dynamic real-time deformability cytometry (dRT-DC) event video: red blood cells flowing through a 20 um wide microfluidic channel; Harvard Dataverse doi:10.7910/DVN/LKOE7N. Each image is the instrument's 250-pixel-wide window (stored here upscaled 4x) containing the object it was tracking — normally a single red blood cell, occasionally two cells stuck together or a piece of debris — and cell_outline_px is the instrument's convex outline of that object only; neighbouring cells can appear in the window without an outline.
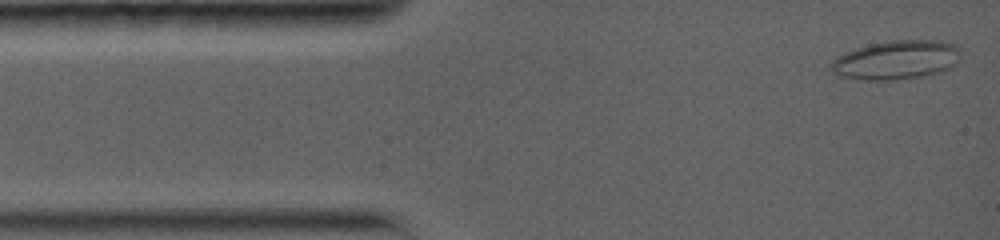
{"species": "common noctule bat (a hibernating species)", "species_latin": "Nyctalus noctula", "temperature_condition": "warm", "stored_images_in_passage": 60, "camera_frame_rate_fps": 5000, "um_per_image_px": 0.085, "animal": {"sex": "female", "body_mass_g": 19.0, "forearm_length_mm": 56.7}, "frame": {"image": 1, "passage_image": 2, "time_ms": 0.2, "image_size_px": [1000, 240], "cell_outline_px": [[960, 60], [956, 64], [940, 72], [924, 76], [896, 80], [864, 80], [840, 76], [832, 72], [828, 64], [836, 56], [844, 52], [856, 48], [872, 44], [892, 40], [940, 40], [956, 44], [960, 48]], "centroid_in_image_um": [76.19, 5.09], "position_along_channel_um": 8.8, "area_um2": 29.88}}
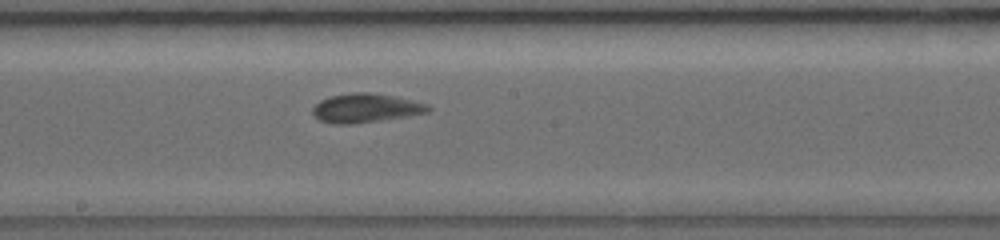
{"frame": {"image": 2, "passage_image": 30, "time_ms": 7.6, "image_size_px": [1000, 240], "cell_outline_px": [[432, 108], [428, 112], [408, 116], [352, 124], [336, 124], [320, 120], [312, 116], [312, 108], [320, 100], [328, 96], [352, 92], [372, 92], [396, 96], [428, 104]], "centroid_in_image_um": [31.07, 9.17], "position_along_channel_um": 217.1, "area_um2": 19.71}}
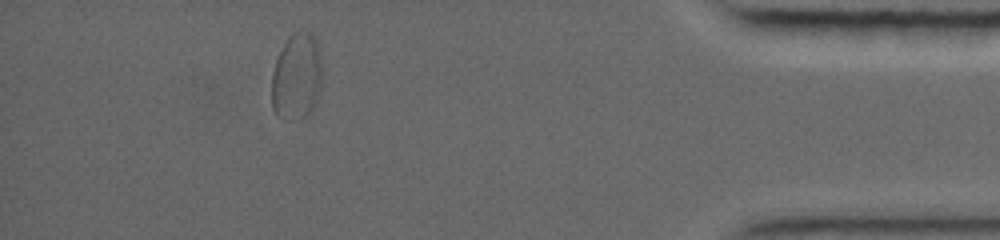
{"frame": {"image": 3, "passage_image": 53, "time_ms": 14.2, "image_size_px": [1000, 240], "cell_outline_px": [[320, 88], [312, 108], [304, 116], [292, 120], [284, 120], [276, 116], [272, 108], [272, 72], [276, 60], [288, 36], [292, 32], [300, 28], [312, 32], [316, 40], [320, 52]], "centroid_in_image_um": [25.19, 6.47], "position_along_channel_um": 410.0, "area_um2": 25.61}}